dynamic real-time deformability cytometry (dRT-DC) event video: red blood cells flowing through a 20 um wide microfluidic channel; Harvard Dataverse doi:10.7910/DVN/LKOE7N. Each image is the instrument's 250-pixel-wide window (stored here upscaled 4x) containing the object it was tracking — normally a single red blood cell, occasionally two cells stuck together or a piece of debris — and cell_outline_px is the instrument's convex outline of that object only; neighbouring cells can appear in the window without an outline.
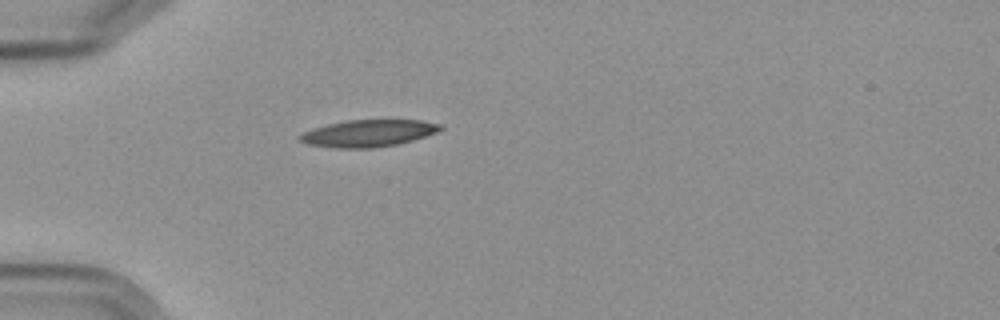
{"species": "Egyptian fruit bat (a non-hibernating species)", "species_latin": "Rousettus aegyptiacus", "temperature_condition": "cold", "stored_images_in_passage": 2, "camera_frame_rate_fps": 3000, "um_per_image_px": 0.085, "frame": {"image": 1, "passage_image": 1, "time_ms": 0.0, "image_size_px": [1000, 320], "cell_outline_px": [[444, 128], [436, 132], [412, 140], [396, 144], [372, 148], [332, 148], [308, 144], [300, 140], [296, 136], [312, 128], [344, 120], [424, 120], [444, 124]], "centroid_in_image_um": [31.3, 11.32], "position_along_channel_um": 53.7, "area_um2": 22.2}}